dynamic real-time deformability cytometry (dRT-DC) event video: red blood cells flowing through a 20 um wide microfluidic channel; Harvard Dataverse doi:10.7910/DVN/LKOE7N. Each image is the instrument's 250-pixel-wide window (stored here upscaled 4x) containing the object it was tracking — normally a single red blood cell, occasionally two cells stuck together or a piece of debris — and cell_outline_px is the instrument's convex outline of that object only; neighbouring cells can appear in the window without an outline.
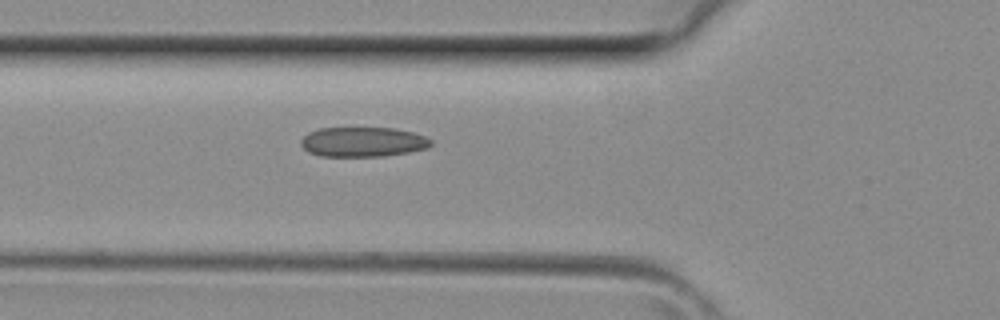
{"species": "common noctule bat (a hibernating species)", "species_latin": "Nyctalus noctula", "temperature_condition": "room temperature", "stored_images_in_passage": 3, "camera_frame_rate_fps": 3000, "um_per_image_px": 0.085, "animal": {"sex": "female", "body_mass_g": 29.2, "forearm_length_mm": 56.3}, "frame": {"image": 1, "passage_image": 3, "time_ms": 0.667, "image_size_px": [1000, 320], "cell_outline_px": [[432, 144], [428, 148], [408, 152], [384, 156], [320, 156], [308, 152], [300, 144], [300, 140], [308, 132], [320, 128], [396, 128], [412, 132], [424, 136], [432, 140]], "centroid_in_image_um": [30.84, 12.06], "position_along_channel_um": 95.0, "area_um2": 22.6}}